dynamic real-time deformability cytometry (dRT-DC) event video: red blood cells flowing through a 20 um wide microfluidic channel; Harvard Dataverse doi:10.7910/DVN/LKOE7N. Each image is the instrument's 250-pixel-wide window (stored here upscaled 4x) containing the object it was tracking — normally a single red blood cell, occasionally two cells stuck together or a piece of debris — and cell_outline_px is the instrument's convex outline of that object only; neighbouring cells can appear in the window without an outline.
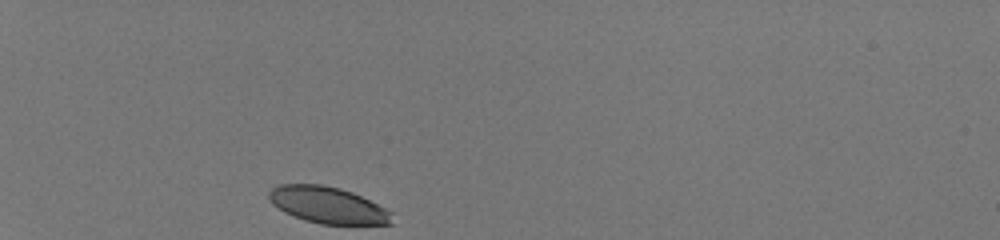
{"species": "human", "species_latin": "Homo sapiens", "temperature_condition": "room temperature", "stored_images_in_passage": 31, "camera_frame_rate_fps": 3000, "um_per_image_px": 0.085, "donor": {"sex": "male"}, "frame": {"image": 1, "passage_image": 1, "time_ms": 0.0, "image_size_px": [1000, 240], "cell_outline_px": [[392, 224], [320, 224], [304, 220], [284, 212], [272, 204], [268, 196], [268, 192], [272, 188], [280, 184], [320, 184], [340, 188], [352, 192], [392, 212]], "centroid_in_image_um": [27.83, 17.43], "position_along_channel_um": 57.2, "area_um2": 26.07}}
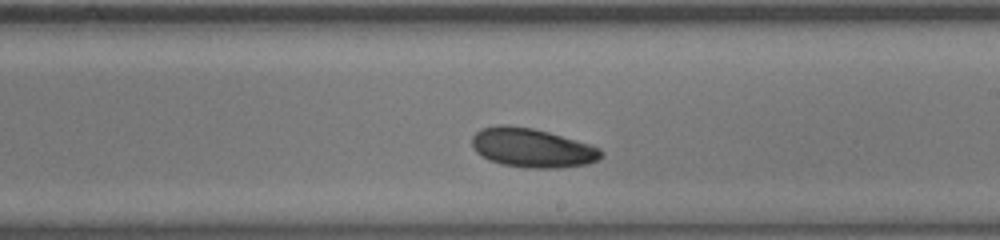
{"frame": {"image": 2, "passage_image": 18, "time_ms": 5.667, "image_size_px": [1000, 240], "cell_outline_px": [[604, 156], [600, 160], [588, 164], [560, 168], [528, 168], [500, 164], [488, 160], [476, 152], [472, 144], [472, 136], [480, 128], [496, 124], [508, 124], [532, 128], [548, 132], [588, 144], [600, 148], [604, 152]], "centroid_in_image_um": [45.22, 12.57], "position_along_channel_um": 243.8, "area_um2": 29.77}}
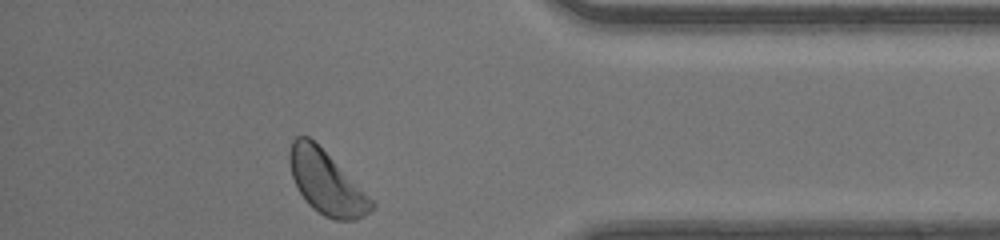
{"frame": {"image": 3, "passage_image": 31, "time_ms": 10.0, "image_size_px": [1000, 240], "cell_outline_px": [[376, 204], [364, 216], [356, 220], [336, 220], [324, 216], [312, 208], [308, 204], [300, 192], [292, 176], [288, 160], [288, 152], [292, 140], [296, 136], [308, 136]], "centroid_in_image_um": [27.68, 15.54], "position_along_channel_um": 407.5, "area_um2": 29.25}, "authors_computed_cell_mechanics": {"area_um2": 28.8422, "velocity_mm_per_s": 4.097, "shape_relaxation_time_tau1_ms": 5.6794, "shape_relaxation_time_tau2_ms": null, "deformation_change_tau1": 0.14, "deformation_change_tau2": null}}